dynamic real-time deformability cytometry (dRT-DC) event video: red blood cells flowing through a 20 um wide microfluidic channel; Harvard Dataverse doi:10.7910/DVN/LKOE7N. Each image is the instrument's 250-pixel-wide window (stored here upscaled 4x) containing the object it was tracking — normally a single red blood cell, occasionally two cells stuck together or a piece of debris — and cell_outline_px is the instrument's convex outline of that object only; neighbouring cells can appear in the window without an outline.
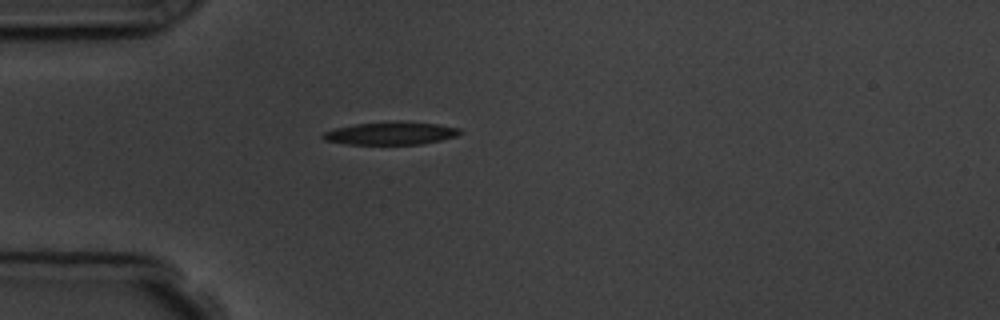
{"species": "common noctule bat (a hibernating species)", "species_latin": "Nyctalus noctula", "temperature_condition": "room temperature", "stored_images_in_passage": 1, "camera_frame_rate_fps": 3000, "um_per_image_px": 0.085, "animal": {"sex": "male", "body_mass_g": 19.5, "forearm_length_mm": 54.6}, "frame": {"image": 1, "passage_image": 1, "time_ms": 0.0, "image_size_px": [1000, 320], "cell_outline_px": [[464, 132], [456, 136], [440, 140], [420, 144], [344, 144], [324, 140], [320, 136], [324, 132], [336, 128], [356, 124], [396, 120], [436, 124], [460, 128]], "centroid_in_image_um": [33.22, 11.32], "position_along_channel_um": 51.8, "area_um2": 18.32}}